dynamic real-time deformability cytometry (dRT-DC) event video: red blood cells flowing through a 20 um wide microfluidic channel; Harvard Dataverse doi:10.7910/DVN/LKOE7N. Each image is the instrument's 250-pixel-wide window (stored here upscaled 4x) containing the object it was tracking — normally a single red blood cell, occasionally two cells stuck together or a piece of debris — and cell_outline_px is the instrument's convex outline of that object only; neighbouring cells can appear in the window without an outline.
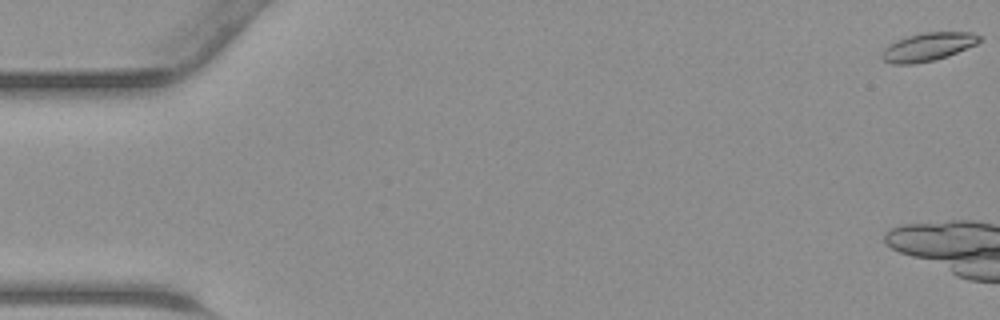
{"species": "common noctule bat (a hibernating species)", "species_latin": "Nyctalus noctula", "temperature_condition": "warm", "stored_images_in_passage": 4, "camera_frame_rate_fps": 3000, "um_per_image_px": 0.085, "animal": {"sex": "male", "body_mass_g": 23.1, "forearm_length_mm": 52.7}, "frame": {"image": 1, "passage_image": 1, "time_ms": 0.0, "image_size_px": [1000, 320], "cell_outline_px": [[984, 40], [976, 44], [948, 56], [932, 60], [912, 64], [892, 64], [884, 60], [880, 56], [880, 52], [888, 44], [896, 40], [908, 36], [924, 32], [972, 32], [984, 36]], "centroid_in_image_um": [78.89, 3.97], "position_along_channel_um": 6.1, "area_um2": 16.24}}